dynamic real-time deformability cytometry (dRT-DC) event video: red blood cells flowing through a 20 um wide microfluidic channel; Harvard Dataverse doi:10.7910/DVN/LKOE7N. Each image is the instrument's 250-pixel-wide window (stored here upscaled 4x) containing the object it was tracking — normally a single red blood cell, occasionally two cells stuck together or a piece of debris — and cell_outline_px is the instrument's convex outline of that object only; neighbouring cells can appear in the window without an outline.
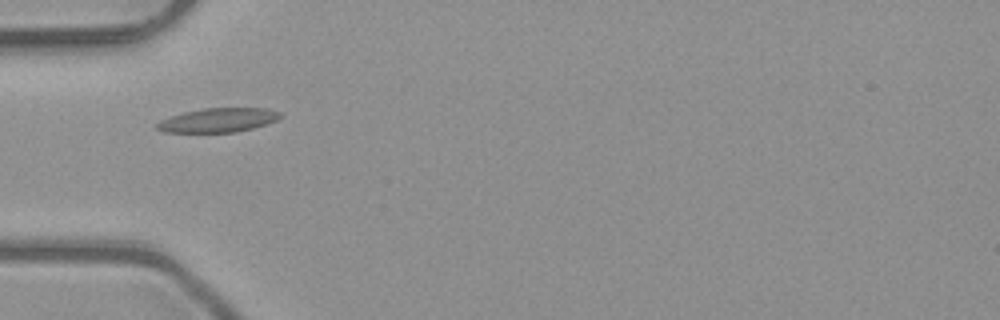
{"species": "common noctule bat (a hibernating species)", "species_latin": "Nyctalus noctula", "temperature_condition": "room temperature", "stored_images_in_passage": 1, "camera_frame_rate_fps": 3000, "um_per_image_px": 0.085, "animal": {"sex": "male", "body_mass_g": 23.1, "forearm_length_mm": 52.7}, "frame": {"image": 1, "passage_image": 1, "time_ms": 0.0, "image_size_px": [1000, 320], "cell_outline_px": [[284, 116], [276, 120], [252, 128], [236, 132], [164, 132], [156, 128], [156, 124], [160, 120], [184, 112], [204, 108], [268, 108], [280, 112]], "centroid_in_image_um": [18.56, 10.2], "position_along_channel_um": 66.4, "area_um2": 17.22}}